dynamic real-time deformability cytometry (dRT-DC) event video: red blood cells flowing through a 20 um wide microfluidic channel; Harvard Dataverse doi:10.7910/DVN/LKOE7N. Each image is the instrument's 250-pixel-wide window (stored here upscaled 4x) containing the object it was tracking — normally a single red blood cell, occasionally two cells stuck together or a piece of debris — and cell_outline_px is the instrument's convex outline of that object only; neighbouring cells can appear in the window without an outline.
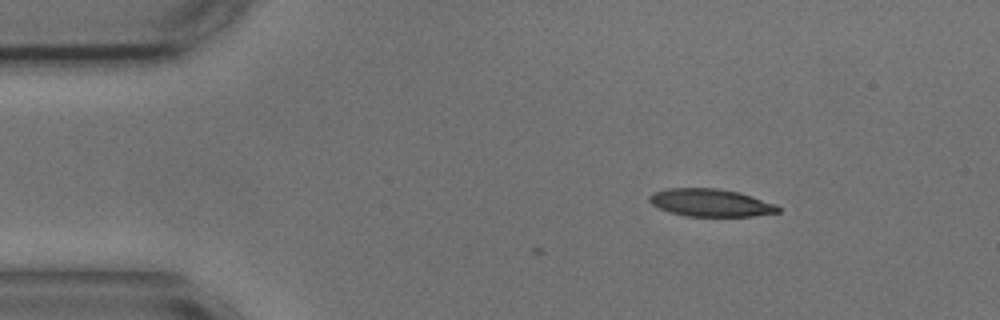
{"species": "common noctule bat (a hibernating species)", "species_latin": "Nyctalus noctula", "temperature_condition": "cold", "stored_images_in_passage": 5, "camera_frame_rate_fps": 3000, "um_per_image_px": 0.085, "animal": {"sex": "male", "body_mass_g": 17.9, "forearm_length_mm": 54.2}, "frame": {"image": 1, "passage_image": 1, "time_ms": 0.0, "image_size_px": [1000, 320], "cell_outline_px": [[780, 212], [752, 216], [688, 216], [672, 212], [660, 208], [652, 204], [648, 200], [648, 196], [652, 192], [668, 188], [716, 188], [740, 192], [776, 204], [780, 208]], "centroid_in_image_um": [60.41, 17.22], "position_along_channel_um": 24.6, "area_um2": 20.69}}